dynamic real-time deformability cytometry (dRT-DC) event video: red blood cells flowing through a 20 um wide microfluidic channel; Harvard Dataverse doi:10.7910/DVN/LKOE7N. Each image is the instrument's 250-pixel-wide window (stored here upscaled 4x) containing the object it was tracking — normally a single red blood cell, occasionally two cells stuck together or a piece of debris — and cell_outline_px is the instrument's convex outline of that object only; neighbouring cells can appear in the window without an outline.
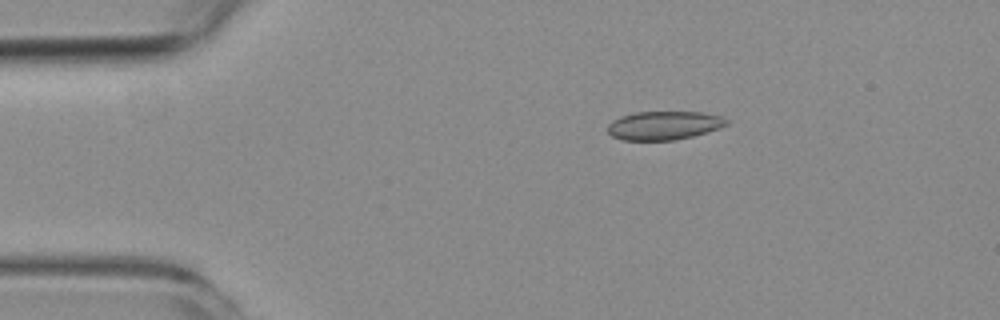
{"species": "common noctule bat (a hibernating species)", "species_latin": "Nyctalus noctula", "temperature_condition": "room temperature", "stored_images_in_passage": 8, "camera_frame_rate_fps": 3000, "um_per_image_px": 0.085, "animal": {"sex": "female", "body_mass_g": 19.3, "forearm_length_mm": 54.1}, "frame": {"image": 1, "passage_image": 2, "time_ms": 1.333, "image_size_px": [1000, 320], "cell_outline_px": [[728, 124], [720, 128], [708, 132], [676, 140], [624, 140], [612, 136], [608, 132], [608, 124], [612, 120], [620, 116], [636, 112], [704, 112], [720, 116], [728, 120]], "centroid_in_image_um": [56.44, 10.66], "position_along_channel_um": 28.6, "area_um2": 19.88}}
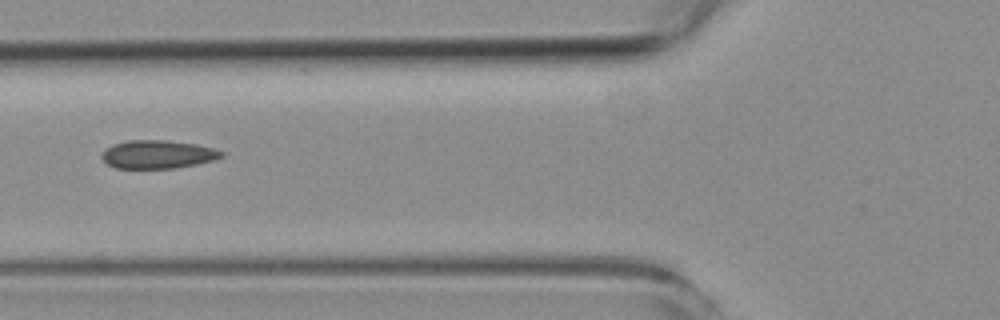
{"frame": {"image": 2, "passage_image": 5, "time_ms": 5.0, "image_size_px": [1000, 320], "cell_outline_px": [[224, 156], [216, 160], [196, 164], [172, 168], [116, 168], [108, 164], [100, 156], [112, 144], [128, 140], [168, 140], [196, 144], [212, 148], [224, 152]], "centroid_in_image_um": [13.44, 13.11], "position_along_channel_um": 112.4, "area_um2": 19.65}}
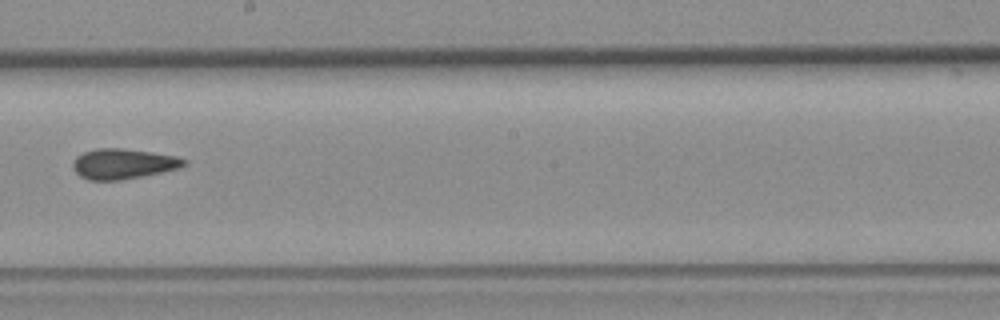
{"frame": {"image": 3, "passage_image": 8, "time_ms": 8.333, "image_size_px": [1000, 320], "cell_outline_px": [[188, 164], [180, 168], [144, 176], [120, 180], [88, 180], [80, 176], [72, 168], [72, 160], [76, 156], [84, 152], [96, 148], [120, 148], [152, 152], [176, 156], [188, 160]], "centroid_in_image_um": [10.47, 13.92], "position_along_channel_um": 237.7, "area_um2": 19.83}}